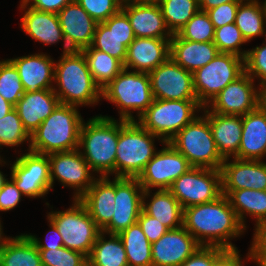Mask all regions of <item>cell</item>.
Instances as JSON below:
<instances>
[{
	"instance_id": "cell-1",
	"label": "cell",
	"mask_w": 266,
	"mask_h": 266,
	"mask_svg": "<svg viewBox=\"0 0 266 266\" xmlns=\"http://www.w3.org/2000/svg\"><path fill=\"white\" fill-rule=\"evenodd\" d=\"M183 227L201 246L224 249H235L229 239L239 236L245 230L223 194L212 202L184 208Z\"/></svg>"
},
{
	"instance_id": "cell-2",
	"label": "cell",
	"mask_w": 266,
	"mask_h": 266,
	"mask_svg": "<svg viewBox=\"0 0 266 266\" xmlns=\"http://www.w3.org/2000/svg\"><path fill=\"white\" fill-rule=\"evenodd\" d=\"M77 106L59 103L54 111L30 135L29 149L39 154L78 149L83 119Z\"/></svg>"
},
{
	"instance_id": "cell-3",
	"label": "cell",
	"mask_w": 266,
	"mask_h": 266,
	"mask_svg": "<svg viewBox=\"0 0 266 266\" xmlns=\"http://www.w3.org/2000/svg\"><path fill=\"white\" fill-rule=\"evenodd\" d=\"M53 88L60 103L79 106L97 103L101 97V88L94 82L81 51L71 50L63 53L55 64Z\"/></svg>"
},
{
	"instance_id": "cell-4",
	"label": "cell",
	"mask_w": 266,
	"mask_h": 266,
	"mask_svg": "<svg viewBox=\"0 0 266 266\" xmlns=\"http://www.w3.org/2000/svg\"><path fill=\"white\" fill-rule=\"evenodd\" d=\"M121 130V120L108 116H96L83 122L78 149L83 147V158L93 172L101 177L115 173L116 147Z\"/></svg>"
},
{
	"instance_id": "cell-5",
	"label": "cell",
	"mask_w": 266,
	"mask_h": 266,
	"mask_svg": "<svg viewBox=\"0 0 266 266\" xmlns=\"http://www.w3.org/2000/svg\"><path fill=\"white\" fill-rule=\"evenodd\" d=\"M159 138L137 121L121 120L116 147L115 177L138 178L156 154L154 139Z\"/></svg>"
},
{
	"instance_id": "cell-6",
	"label": "cell",
	"mask_w": 266,
	"mask_h": 266,
	"mask_svg": "<svg viewBox=\"0 0 266 266\" xmlns=\"http://www.w3.org/2000/svg\"><path fill=\"white\" fill-rule=\"evenodd\" d=\"M101 98L115 103L120 108V120L135 121L131 110L138 111V118L152 104L148 73L123 69L112 81L101 89Z\"/></svg>"
},
{
	"instance_id": "cell-7",
	"label": "cell",
	"mask_w": 266,
	"mask_h": 266,
	"mask_svg": "<svg viewBox=\"0 0 266 266\" xmlns=\"http://www.w3.org/2000/svg\"><path fill=\"white\" fill-rule=\"evenodd\" d=\"M202 108L198 100L154 99L138 123L165 143L191 123L197 117L194 112Z\"/></svg>"
},
{
	"instance_id": "cell-8",
	"label": "cell",
	"mask_w": 266,
	"mask_h": 266,
	"mask_svg": "<svg viewBox=\"0 0 266 266\" xmlns=\"http://www.w3.org/2000/svg\"><path fill=\"white\" fill-rule=\"evenodd\" d=\"M169 143L192 167L221 169L224 162L217 150L208 119L204 115L197 116L169 140Z\"/></svg>"
},
{
	"instance_id": "cell-9",
	"label": "cell",
	"mask_w": 266,
	"mask_h": 266,
	"mask_svg": "<svg viewBox=\"0 0 266 266\" xmlns=\"http://www.w3.org/2000/svg\"><path fill=\"white\" fill-rule=\"evenodd\" d=\"M47 216L61 234L64 247L80 252L88 258L101 229L84 205L78 199H74L73 206L66 211H52Z\"/></svg>"
},
{
	"instance_id": "cell-10",
	"label": "cell",
	"mask_w": 266,
	"mask_h": 266,
	"mask_svg": "<svg viewBox=\"0 0 266 266\" xmlns=\"http://www.w3.org/2000/svg\"><path fill=\"white\" fill-rule=\"evenodd\" d=\"M244 72V58L230 53H218L213 60L193 73V89L198 102L203 107L207 106Z\"/></svg>"
},
{
	"instance_id": "cell-11",
	"label": "cell",
	"mask_w": 266,
	"mask_h": 266,
	"mask_svg": "<svg viewBox=\"0 0 266 266\" xmlns=\"http://www.w3.org/2000/svg\"><path fill=\"white\" fill-rule=\"evenodd\" d=\"M169 191L183 209L212 202L222 195L221 171L192 167L173 182Z\"/></svg>"
},
{
	"instance_id": "cell-12",
	"label": "cell",
	"mask_w": 266,
	"mask_h": 266,
	"mask_svg": "<svg viewBox=\"0 0 266 266\" xmlns=\"http://www.w3.org/2000/svg\"><path fill=\"white\" fill-rule=\"evenodd\" d=\"M165 146L156 152L137 178L144 191L152 187L169 190L179 176L192 168L188 160L169 142H165Z\"/></svg>"
},
{
	"instance_id": "cell-13",
	"label": "cell",
	"mask_w": 266,
	"mask_h": 266,
	"mask_svg": "<svg viewBox=\"0 0 266 266\" xmlns=\"http://www.w3.org/2000/svg\"><path fill=\"white\" fill-rule=\"evenodd\" d=\"M11 180L27 197L46 195L51 189L48 155L29 150L17 158L11 167Z\"/></svg>"
},
{
	"instance_id": "cell-14",
	"label": "cell",
	"mask_w": 266,
	"mask_h": 266,
	"mask_svg": "<svg viewBox=\"0 0 266 266\" xmlns=\"http://www.w3.org/2000/svg\"><path fill=\"white\" fill-rule=\"evenodd\" d=\"M148 74L154 99L197 100L193 89V73L170 57Z\"/></svg>"
},
{
	"instance_id": "cell-15",
	"label": "cell",
	"mask_w": 266,
	"mask_h": 266,
	"mask_svg": "<svg viewBox=\"0 0 266 266\" xmlns=\"http://www.w3.org/2000/svg\"><path fill=\"white\" fill-rule=\"evenodd\" d=\"M144 189L137 178L115 177V208L111 221L101 230L120 234L136 223L142 211Z\"/></svg>"
},
{
	"instance_id": "cell-16",
	"label": "cell",
	"mask_w": 266,
	"mask_h": 266,
	"mask_svg": "<svg viewBox=\"0 0 266 266\" xmlns=\"http://www.w3.org/2000/svg\"><path fill=\"white\" fill-rule=\"evenodd\" d=\"M50 162L51 188L55 178L62 182L63 187L76 189L74 199H79L93 184L95 178L90 176V167L79 149L67 152L48 154ZM94 178V179H93Z\"/></svg>"
},
{
	"instance_id": "cell-17",
	"label": "cell",
	"mask_w": 266,
	"mask_h": 266,
	"mask_svg": "<svg viewBox=\"0 0 266 266\" xmlns=\"http://www.w3.org/2000/svg\"><path fill=\"white\" fill-rule=\"evenodd\" d=\"M209 104V112L220 115H239L254 111L259 107V90L254 88V80L244 72L235 81L228 84Z\"/></svg>"
},
{
	"instance_id": "cell-18",
	"label": "cell",
	"mask_w": 266,
	"mask_h": 266,
	"mask_svg": "<svg viewBox=\"0 0 266 266\" xmlns=\"http://www.w3.org/2000/svg\"><path fill=\"white\" fill-rule=\"evenodd\" d=\"M127 15L120 10L103 23H98L91 46L120 60L123 64L127 47L135 39Z\"/></svg>"
},
{
	"instance_id": "cell-19",
	"label": "cell",
	"mask_w": 266,
	"mask_h": 266,
	"mask_svg": "<svg viewBox=\"0 0 266 266\" xmlns=\"http://www.w3.org/2000/svg\"><path fill=\"white\" fill-rule=\"evenodd\" d=\"M57 15L65 38L63 53L91 46L98 23L75 0Z\"/></svg>"
},
{
	"instance_id": "cell-20",
	"label": "cell",
	"mask_w": 266,
	"mask_h": 266,
	"mask_svg": "<svg viewBox=\"0 0 266 266\" xmlns=\"http://www.w3.org/2000/svg\"><path fill=\"white\" fill-rule=\"evenodd\" d=\"M200 246L183 226L169 229L151 244L152 266H180Z\"/></svg>"
},
{
	"instance_id": "cell-21",
	"label": "cell",
	"mask_w": 266,
	"mask_h": 266,
	"mask_svg": "<svg viewBox=\"0 0 266 266\" xmlns=\"http://www.w3.org/2000/svg\"><path fill=\"white\" fill-rule=\"evenodd\" d=\"M225 158L221 166L222 191L240 189L266 190V163L259 160Z\"/></svg>"
},
{
	"instance_id": "cell-22",
	"label": "cell",
	"mask_w": 266,
	"mask_h": 266,
	"mask_svg": "<svg viewBox=\"0 0 266 266\" xmlns=\"http://www.w3.org/2000/svg\"><path fill=\"white\" fill-rule=\"evenodd\" d=\"M121 10L127 15L135 37L172 38L157 2H123Z\"/></svg>"
},
{
	"instance_id": "cell-23",
	"label": "cell",
	"mask_w": 266,
	"mask_h": 266,
	"mask_svg": "<svg viewBox=\"0 0 266 266\" xmlns=\"http://www.w3.org/2000/svg\"><path fill=\"white\" fill-rule=\"evenodd\" d=\"M170 39L136 37L127 47L125 69L149 73L170 57Z\"/></svg>"
},
{
	"instance_id": "cell-24",
	"label": "cell",
	"mask_w": 266,
	"mask_h": 266,
	"mask_svg": "<svg viewBox=\"0 0 266 266\" xmlns=\"http://www.w3.org/2000/svg\"><path fill=\"white\" fill-rule=\"evenodd\" d=\"M17 69L25 92L53 89L55 62L45 54L8 59ZM52 85V86H51Z\"/></svg>"
},
{
	"instance_id": "cell-25",
	"label": "cell",
	"mask_w": 266,
	"mask_h": 266,
	"mask_svg": "<svg viewBox=\"0 0 266 266\" xmlns=\"http://www.w3.org/2000/svg\"><path fill=\"white\" fill-rule=\"evenodd\" d=\"M60 103L53 89L25 92L14 108L24 129L31 135Z\"/></svg>"
},
{
	"instance_id": "cell-26",
	"label": "cell",
	"mask_w": 266,
	"mask_h": 266,
	"mask_svg": "<svg viewBox=\"0 0 266 266\" xmlns=\"http://www.w3.org/2000/svg\"><path fill=\"white\" fill-rule=\"evenodd\" d=\"M86 208L96 225L102 230L112 219L115 204V178L94 180L89 189L78 199Z\"/></svg>"
},
{
	"instance_id": "cell-27",
	"label": "cell",
	"mask_w": 266,
	"mask_h": 266,
	"mask_svg": "<svg viewBox=\"0 0 266 266\" xmlns=\"http://www.w3.org/2000/svg\"><path fill=\"white\" fill-rule=\"evenodd\" d=\"M266 156V114L260 107L242 116V134L238 153L242 160H259Z\"/></svg>"
},
{
	"instance_id": "cell-28",
	"label": "cell",
	"mask_w": 266,
	"mask_h": 266,
	"mask_svg": "<svg viewBox=\"0 0 266 266\" xmlns=\"http://www.w3.org/2000/svg\"><path fill=\"white\" fill-rule=\"evenodd\" d=\"M219 53L213 42L182 39L177 33L170 39V58L185 70L194 73Z\"/></svg>"
},
{
	"instance_id": "cell-29",
	"label": "cell",
	"mask_w": 266,
	"mask_h": 266,
	"mask_svg": "<svg viewBox=\"0 0 266 266\" xmlns=\"http://www.w3.org/2000/svg\"><path fill=\"white\" fill-rule=\"evenodd\" d=\"M208 119L215 144L220 155L225 159L238 153L242 134V116L220 115L204 110Z\"/></svg>"
},
{
	"instance_id": "cell-30",
	"label": "cell",
	"mask_w": 266,
	"mask_h": 266,
	"mask_svg": "<svg viewBox=\"0 0 266 266\" xmlns=\"http://www.w3.org/2000/svg\"><path fill=\"white\" fill-rule=\"evenodd\" d=\"M21 28L31 38L43 44H54L60 39L65 41L58 15L50 12L27 8L21 18Z\"/></svg>"
},
{
	"instance_id": "cell-31",
	"label": "cell",
	"mask_w": 266,
	"mask_h": 266,
	"mask_svg": "<svg viewBox=\"0 0 266 266\" xmlns=\"http://www.w3.org/2000/svg\"><path fill=\"white\" fill-rule=\"evenodd\" d=\"M150 195V190L143 193L142 210L156 218L168 229L183 226V208L169 190H159L153 194L152 199L146 204L145 198Z\"/></svg>"
},
{
	"instance_id": "cell-32",
	"label": "cell",
	"mask_w": 266,
	"mask_h": 266,
	"mask_svg": "<svg viewBox=\"0 0 266 266\" xmlns=\"http://www.w3.org/2000/svg\"><path fill=\"white\" fill-rule=\"evenodd\" d=\"M231 207L234 209L242 226L244 224V213L253 216L256 223L266 220V190L240 189L234 191H222Z\"/></svg>"
},
{
	"instance_id": "cell-33",
	"label": "cell",
	"mask_w": 266,
	"mask_h": 266,
	"mask_svg": "<svg viewBox=\"0 0 266 266\" xmlns=\"http://www.w3.org/2000/svg\"><path fill=\"white\" fill-rule=\"evenodd\" d=\"M0 266H43L35 244L22 234L11 238L0 251Z\"/></svg>"
},
{
	"instance_id": "cell-34",
	"label": "cell",
	"mask_w": 266,
	"mask_h": 266,
	"mask_svg": "<svg viewBox=\"0 0 266 266\" xmlns=\"http://www.w3.org/2000/svg\"><path fill=\"white\" fill-rule=\"evenodd\" d=\"M247 1V2H245ZM246 42L266 34V1L244 0L238 6L235 22Z\"/></svg>"
},
{
	"instance_id": "cell-35",
	"label": "cell",
	"mask_w": 266,
	"mask_h": 266,
	"mask_svg": "<svg viewBox=\"0 0 266 266\" xmlns=\"http://www.w3.org/2000/svg\"><path fill=\"white\" fill-rule=\"evenodd\" d=\"M105 240L104 232H100L88 256V266H129L127 255L120 237L109 234Z\"/></svg>"
},
{
	"instance_id": "cell-36",
	"label": "cell",
	"mask_w": 266,
	"mask_h": 266,
	"mask_svg": "<svg viewBox=\"0 0 266 266\" xmlns=\"http://www.w3.org/2000/svg\"><path fill=\"white\" fill-rule=\"evenodd\" d=\"M86 59L94 82L102 89L112 81L123 69V63L105 52L92 46L80 50Z\"/></svg>"
},
{
	"instance_id": "cell-37",
	"label": "cell",
	"mask_w": 266,
	"mask_h": 266,
	"mask_svg": "<svg viewBox=\"0 0 266 266\" xmlns=\"http://www.w3.org/2000/svg\"><path fill=\"white\" fill-rule=\"evenodd\" d=\"M129 266H152L151 243L138 222L118 234Z\"/></svg>"
},
{
	"instance_id": "cell-38",
	"label": "cell",
	"mask_w": 266,
	"mask_h": 266,
	"mask_svg": "<svg viewBox=\"0 0 266 266\" xmlns=\"http://www.w3.org/2000/svg\"><path fill=\"white\" fill-rule=\"evenodd\" d=\"M167 28L178 33L200 10L198 0H158Z\"/></svg>"
},
{
	"instance_id": "cell-39",
	"label": "cell",
	"mask_w": 266,
	"mask_h": 266,
	"mask_svg": "<svg viewBox=\"0 0 266 266\" xmlns=\"http://www.w3.org/2000/svg\"><path fill=\"white\" fill-rule=\"evenodd\" d=\"M215 28L206 11L199 10L177 33L182 39L213 42Z\"/></svg>"
},
{
	"instance_id": "cell-40",
	"label": "cell",
	"mask_w": 266,
	"mask_h": 266,
	"mask_svg": "<svg viewBox=\"0 0 266 266\" xmlns=\"http://www.w3.org/2000/svg\"><path fill=\"white\" fill-rule=\"evenodd\" d=\"M24 93L25 91L15 66L9 60L0 61L1 96L15 106Z\"/></svg>"
},
{
	"instance_id": "cell-41",
	"label": "cell",
	"mask_w": 266,
	"mask_h": 266,
	"mask_svg": "<svg viewBox=\"0 0 266 266\" xmlns=\"http://www.w3.org/2000/svg\"><path fill=\"white\" fill-rule=\"evenodd\" d=\"M213 43L219 53H230L245 59L247 51H240L239 46L246 43L235 23L215 28Z\"/></svg>"
},
{
	"instance_id": "cell-42",
	"label": "cell",
	"mask_w": 266,
	"mask_h": 266,
	"mask_svg": "<svg viewBox=\"0 0 266 266\" xmlns=\"http://www.w3.org/2000/svg\"><path fill=\"white\" fill-rule=\"evenodd\" d=\"M26 140H30V135L24 129L16 109L13 108L0 119V147L18 146Z\"/></svg>"
},
{
	"instance_id": "cell-43",
	"label": "cell",
	"mask_w": 266,
	"mask_h": 266,
	"mask_svg": "<svg viewBox=\"0 0 266 266\" xmlns=\"http://www.w3.org/2000/svg\"><path fill=\"white\" fill-rule=\"evenodd\" d=\"M43 266H88L87 257L65 247L38 249Z\"/></svg>"
},
{
	"instance_id": "cell-44",
	"label": "cell",
	"mask_w": 266,
	"mask_h": 266,
	"mask_svg": "<svg viewBox=\"0 0 266 266\" xmlns=\"http://www.w3.org/2000/svg\"><path fill=\"white\" fill-rule=\"evenodd\" d=\"M97 23H103L118 13L123 0H75Z\"/></svg>"
},
{
	"instance_id": "cell-45",
	"label": "cell",
	"mask_w": 266,
	"mask_h": 266,
	"mask_svg": "<svg viewBox=\"0 0 266 266\" xmlns=\"http://www.w3.org/2000/svg\"><path fill=\"white\" fill-rule=\"evenodd\" d=\"M247 51L244 59L245 72L254 80L260 79V86L266 85V43Z\"/></svg>"
},
{
	"instance_id": "cell-46",
	"label": "cell",
	"mask_w": 266,
	"mask_h": 266,
	"mask_svg": "<svg viewBox=\"0 0 266 266\" xmlns=\"http://www.w3.org/2000/svg\"><path fill=\"white\" fill-rule=\"evenodd\" d=\"M217 246H200L180 266H212L213 261L224 251Z\"/></svg>"
},
{
	"instance_id": "cell-47",
	"label": "cell",
	"mask_w": 266,
	"mask_h": 266,
	"mask_svg": "<svg viewBox=\"0 0 266 266\" xmlns=\"http://www.w3.org/2000/svg\"><path fill=\"white\" fill-rule=\"evenodd\" d=\"M240 3H225L207 11L214 28L235 22Z\"/></svg>"
},
{
	"instance_id": "cell-48",
	"label": "cell",
	"mask_w": 266,
	"mask_h": 266,
	"mask_svg": "<svg viewBox=\"0 0 266 266\" xmlns=\"http://www.w3.org/2000/svg\"><path fill=\"white\" fill-rule=\"evenodd\" d=\"M137 222L151 244L156 242L169 230L164 224L159 222L156 218L146 214L143 210L141 211Z\"/></svg>"
},
{
	"instance_id": "cell-49",
	"label": "cell",
	"mask_w": 266,
	"mask_h": 266,
	"mask_svg": "<svg viewBox=\"0 0 266 266\" xmlns=\"http://www.w3.org/2000/svg\"><path fill=\"white\" fill-rule=\"evenodd\" d=\"M21 196L23 194L15 183L8 180L0 189V211H9L15 208L20 202Z\"/></svg>"
},
{
	"instance_id": "cell-50",
	"label": "cell",
	"mask_w": 266,
	"mask_h": 266,
	"mask_svg": "<svg viewBox=\"0 0 266 266\" xmlns=\"http://www.w3.org/2000/svg\"><path fill=\"white\" fill-rule=\"evenodd\" d=\"M264 252H266V220L256 223L252 246L247 257L256 261Z\"/></svg>"
},
{
	"instance_id": "cell-51",
	"label": "cell",
	"mask_w": 266,
	"mask_h": 266,
	"mask_svg": "<svg viewBox=\"0 0 266 266\" xmlns=\"http://www.w3.org/2000/svg\"><path fill=\"white\" fill-rule=\"evenodd\" d=\"M21 7L23 10L27 8L30 2V7L43 12H50L57 14L60 12L67 4L73 0H21Z\"/></svg>"
},
{
	"instance_id": "cell-52",
	"label": "cell",
	"mask_w": 266,
	"mask_h": 266,
	"mask_svg": "<svg viewBox=\"0 0 266 266\" xmlns=\"http://www.w3.org/2000/svg\"><path fill=\"white\" fill-rule=\"evenodd\" d=\"M240 254L235 249H225L212 263V266H243Z\"/></svg>"
},
{
	"instance_id": "cell-53",
	"label": "cell",
	"mask_w": 266,
	"mask_h": 266,
	"mask_svg": "<svg viewBox=\"0 0 266 266\" xmlns=\"http://www.w3.org/2000/svg\"><path fill=\"white\" fill-rule=\"evenodd\" d=\"M48 222H50V228H51V230L48 233H50L54 238H56L54 239L53 242L50 241L49 243H47L45 241V244L44 243L42 244V242L39 241V239L36 238L35 235H27V236L32 240L37 249H54V248L64 247L62 236L58 232V229L56 228L55 224L51 220H49Z\"/></svg>"
},
{
	"instance_id": "cell-54",
	"label": "cell",
	"mask_w": 266,
	"mask_h": 266,
	"mask_svg": "<svg viewBox=\"0 0 266 266\" xmlns=\"http://www.w3.org/2000/svg\"><path fill=\"white\" fill-rule=\"evenodd\" d=\"M198 1H199L200 10L207 12L208 10L225 3H241L244 0H198Z\"/></svg>"
},
{
	"instance_id": "cell-55",
	"label": "cell",
	"mask_w": 266,
	"mask_h": 266,
	"mask_svg": "<svg viewBox=\"0 0 266 266\" xmlns=\"http://www.w3.org/2000/svg\"><path fill=\"white\" fill-rule=\"evenodd\" d=\"M13 108L14 106L5 100L0 94V119L7 115Z\"/></svg>"
},
{
	"instance_id": "cell-56",
	"label": "cell",
	"mask_w": 266,
	"mask_h": 266,
	"mask_svg": "<svg viewBox=\"0 0 266 266\" xmlns=\"http://www.w3.org/2000/svg\"><path fill=\"white\" fill-rule=\"evenodd\" d=\"M259 107L266 114V85L259 87Z\"/></svg>"
},
{
	"instance_id": "cell-57",
	"label": "cell",
	"mask_w": 266,
	"mask_h": 266,
	"mask_svg": "<svg viewBox=\"0 0 266 266\" xmlns=\"http://www.w3.org/2000/svg\"><path fill=\"white\" fill-rule=\"evenodd\" d=\"M3 233H2V226H1V222H0V251L1 249L6 245V243L11 239V238H3Z\"/></svg>"
},
{
	"instance_id": "cell-58",
	"label": "cell",
	"mask_w": 266,
	"mask_h": 266,
	"mask_svg": "<svg viewBox=\"0 0 266 266\" xmlns=\"http://www.w3.org/2000/svg\"><path fill=\"white\" fill-rule=\"evenodd\" d=\"M257 264H259V266H266V252H264L257 260H256Z\"/></svg>"
},
{
	"instance_id": "cell-59",
	"label": "cell",
	"mask_w": 266,
	"mask_h": 266,
	"mask_svg": "<svg viewBox=\"0 0 266 266\" xmlns=\"http://www.w3.org/2000/svg\"><path fill=\"white\" fill-rule=\"evenodd\" d=\"M2 160L0 159V163ZM5 175L2 174V172L0 171V189L3 187V185L8 181L5 177Z\"/></svg>"
},
{
	"instance_id": "cell-60",
	"label": "cell",
	"mask_w": 266,
	"mask_h": 266,
	"mask_svg": "<svg viewBox=\"0 0 266 266\" xmlns=\"http://www.w3.org/2000/svg\"><path fill=\"white\" fill-rule=\"evenodd\" d=\"M128 2L148 3V2H158V0H128Z\"/></svg>"
}]
</instances>
